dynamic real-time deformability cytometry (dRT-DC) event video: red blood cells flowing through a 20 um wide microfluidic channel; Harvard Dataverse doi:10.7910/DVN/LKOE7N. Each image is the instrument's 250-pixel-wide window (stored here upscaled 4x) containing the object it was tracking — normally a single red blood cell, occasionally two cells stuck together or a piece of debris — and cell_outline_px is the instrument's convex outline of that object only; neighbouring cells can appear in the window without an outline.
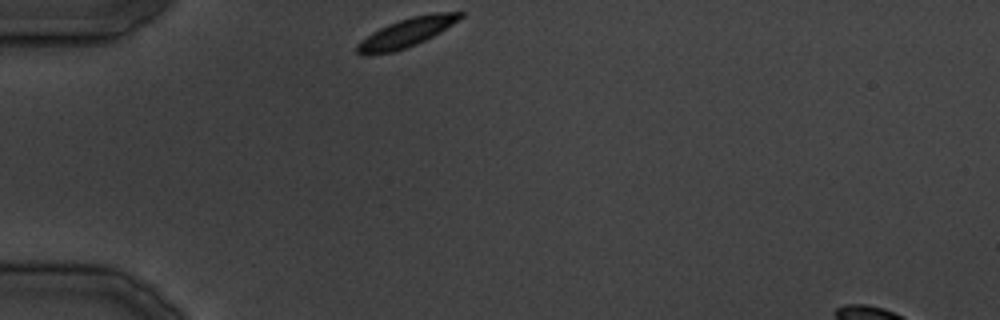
{"species": "common noctule bat (a hibernating species)", "species_latin": "Nyctalus noctula", "temperature_condition": "cold", "stored_images_in_passage": 23, "camera_frame_rate_fps": 3000, "um_per_image_px": 0.085, "animal": {"sex": "male", "body_mass_g": 19.5, "forearm_length_mm": 54.6}, "frame": {"image": 1, "passage_image": 1, "time_ms": 0.0, "image_size_px": [1000, 320], "cell_outline_px": [[464, 16], [460, 20], [440, 32], [416, 44], [392, 52], [368, 56], [364, 56], [356, 52], [356, 44], [360, 40], [372, 32], [388, 24], [412, 16], [436, 12], [464, 12]], "centroid_in_image_um": [34.53, 2.78], "position_along_channel_um": 50.5, "area_um2": 17.4}}
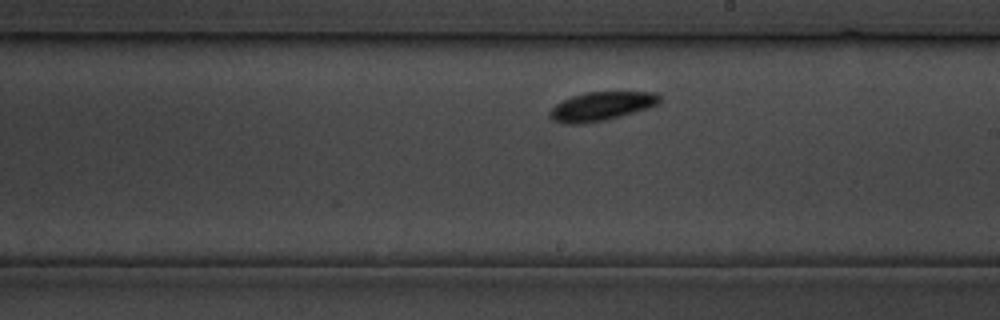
{"frame": {"image": 2, "passage_image": 13, "time_ms": 14.667, "image_size_px": [1000, 320], "cell_outline_px": [[660, 104], [648, 108], [620, 116], [604, 120], [584, 124], [564, 124], [556, 120], [548, 112], [556, 104], [572, 96], [588, 92], [652, 92], [660, 96]], "centroid_in_image_um": [51.14, 9.03], "position_along_channel_um": 237.9, "area_um2": 18.15}}
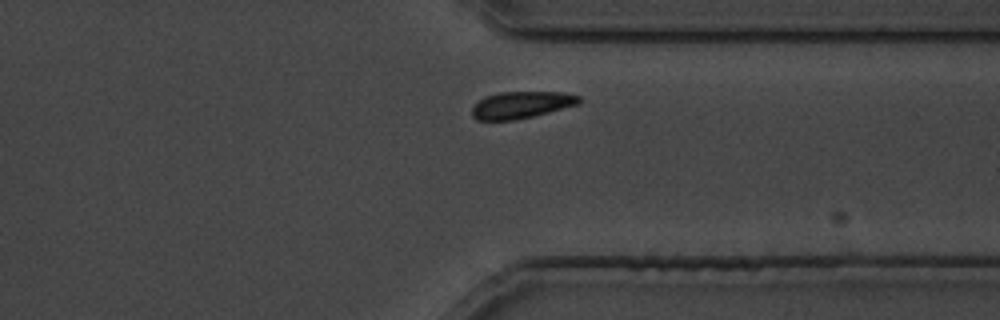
{"frame": {"image": 3, "passage_image": 20, "time_ms": 23.667, "image_size_px": [1000, 320], "cell_outline_px": [[580, 100], [576, 104], [548, 112], [516, 120], [476, 120], [472, 116], [472, 108], [484, 96], [500, 92], [564, 92], [580, 96]], "centroid_in_image_um": [44.27, 8.91], "position_along_channel_um": 367.1, "area_um2": 16.59}}